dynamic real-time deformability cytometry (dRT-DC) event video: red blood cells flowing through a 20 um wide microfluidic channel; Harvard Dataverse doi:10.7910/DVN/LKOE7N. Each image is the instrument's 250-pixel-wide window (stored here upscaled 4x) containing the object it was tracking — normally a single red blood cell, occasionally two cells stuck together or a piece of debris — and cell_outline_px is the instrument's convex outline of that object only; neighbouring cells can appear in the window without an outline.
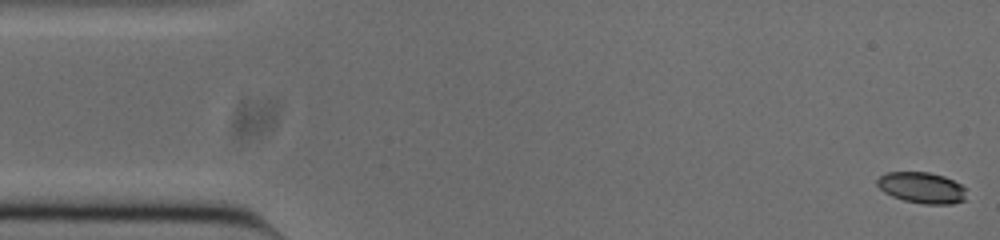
{"species": "common noctule bat (a hibernating species)", "species_latin": "Nyctalus noctula", "temperature_condition": "cold", "stored_images_in_passage": 53, "camera_frame_rate_fps": 3000, "um_per_image_px": 0.085, "animal": {"sex": "male", "body_mass_g": 20.0, "forearm_length_mm": 53.3}, "frame": {"image": 1, "passage_image": 1, "time_ms": 0.0, "image_size_px": [1000, 240], "cell_outline_px": [[964, 200], [952, 204], [924, 204], [904, 200], [892, 196], [884, 192], [876, 184], [876, 180], [880, 176], [888, 172], [928, 172], [944, 176], [960, 184], [964, 188]], "centroid_in_image_um": [78.32, 15.95], "position_along_channel_um": 6.7, "area_um2": 16.01}}
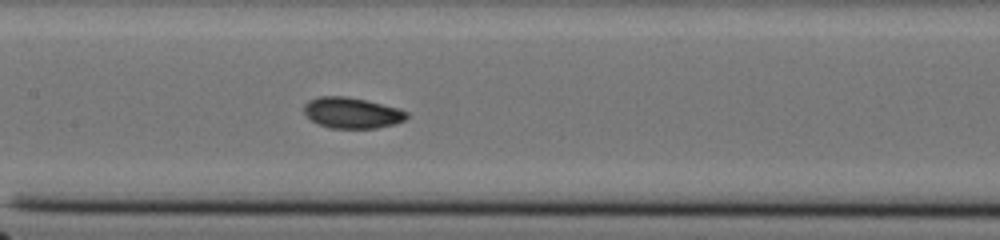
{"frame": {"image": 2, "passage_image": 24, "time_ms": 7.667, "image_size_px": [1000, 240], "cell_outline_px": [[408, 116], [404, 120], [392, 124], [376, 128], [328, 128], [316, 124], [304, 112], [304, 104], [308, 100], [320, 96], [348, 96], [396, 108], [408, 112]], "centroid_in_image_um": [29.86, 9.59], "position_along_channel_um": 177.5, "area_um2": 18.32}}
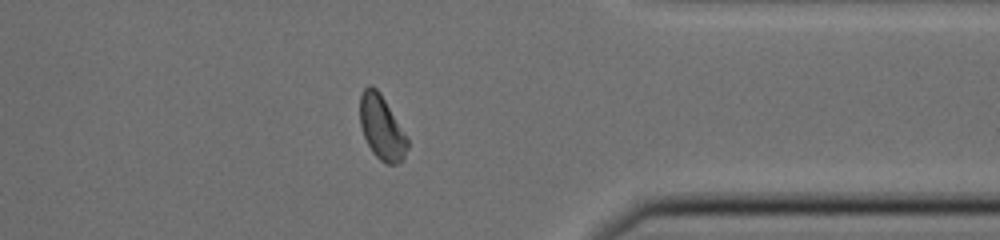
{"frame": {"image": 3, "passage_image": 41, "time_ms": 13.333, "image_size_px": [1000, 240], "cell_outline_px": [[408, 148], [404, 160], [396, 164], [384, 164], [372, 152], [364, 136], [360, 124], [360, 96], [364, 88], [368, 84], [372, 84], [380, 92], [408, 140]], "centroid_in_image_um": [32.43, 10.85], "position_along_channel_um": 379.0, "area_um2": 17.69}, "authors_computed_cell_mechanics": {"area_um2": 17.7446, "velocity_mm_per_s": 3.8284, "shape_relaxation_time_tau1_ms": 3.9936, "shape_relaxation_time_tau2_ms": 3.9803, "deformation_change_tau1": 0.1108, "deformation_change_tau2": 0.0651}}